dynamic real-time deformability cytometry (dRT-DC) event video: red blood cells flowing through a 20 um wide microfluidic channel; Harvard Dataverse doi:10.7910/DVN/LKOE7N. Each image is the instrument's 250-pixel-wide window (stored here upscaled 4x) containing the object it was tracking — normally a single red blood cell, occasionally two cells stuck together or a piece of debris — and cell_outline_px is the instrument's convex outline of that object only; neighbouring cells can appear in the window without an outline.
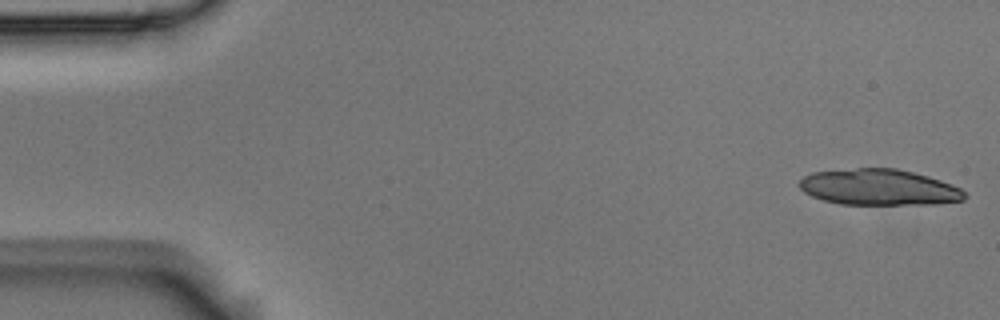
{"species": "Egyptian fruit bat (a non-hibernating species)", "species_latin": "Rousettus aegyptiacus", "temperature_condition": "room temperature", "stored_images_in_passage": 26, "camera_frame_rate_fps": 3000, "um_per_image_px": 0.085, "animal": {"sex": "male"}, "frame": {"image": 1, "passage_image": 1, "time_ms": 0.0, "image_size_px": [1000, 320], "cell_outline_px": [[968, 196], [964, 200], [936, 204], [840, 204], [824, 200], [812, 196], [804, 192], [800, 188], [800, 180], [804, 176], [812, 172], [856, 168], [896, 168], [928, 176], [952, 184], [960, 188]], "centroid_in_image_um": [74.73, 15.92], "position_along_channel_um": 10.3, "area_um2": 34.68}}
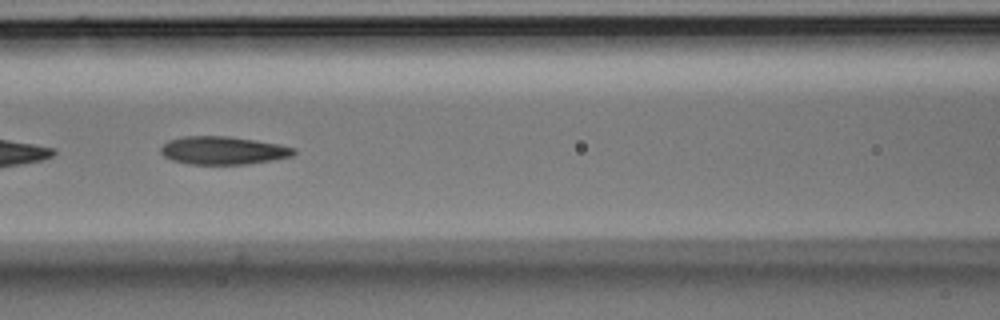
{"frame": {"image": 2, "passage_image": 23, "time_ms": 7.333, "image_size_px": [1000, 320], "cell_outline_px": [[296, 152], [292, 156], [272, 160], [248, 164], [188, 164], [172, 160], [164, 156], [160, 152], [160, 148], [168, 140], [180, 136], [232, 136], [280, 144], [296, 148]], "centroid_in_image_um": [18.96, 12.78], "position_along_channel_um": 147.6, "area_um2": 21.96}}